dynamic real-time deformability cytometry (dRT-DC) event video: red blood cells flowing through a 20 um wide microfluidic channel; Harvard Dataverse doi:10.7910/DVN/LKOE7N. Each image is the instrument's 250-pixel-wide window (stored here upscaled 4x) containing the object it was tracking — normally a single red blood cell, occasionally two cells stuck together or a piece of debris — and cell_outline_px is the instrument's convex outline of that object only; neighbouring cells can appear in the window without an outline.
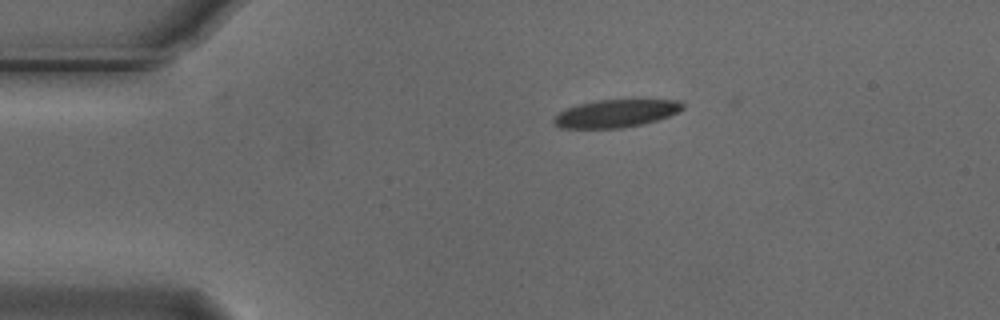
{"species": "Egyptian fruit bat (a non-hibernating species)", "species_latin": "Rousettus aegyptiacus", "temperature_condition": "cold", "stored_images_in_passage": 37, "camera_frame_rate_fps": 3000, "um_per_image_px": 0.085, "animal": {"sex": "male"}, "frame": {"image": 1, "passage_image": 1, "time_ms": 0.0, "image_size_px": [1000, 320], "cell_outline_px": [[684, 108], [668, 116], [656, 120], [640, 124], [620, 128], [560, 128], [552, 120], [564, 108], [596, 100], [680, 100], [684, 104]], "centroid_in_image_um": [52.33, 9.64], "position_along_channel_um": 32.7, "area_um2": 20.58}}
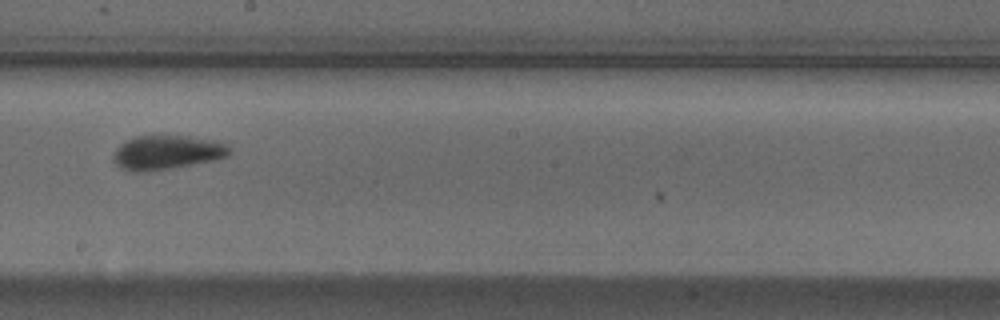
{"frame": {"image": 2, "passage_image": 21, "time_ms": 6.667, "image_size_px": [1000, 320], "cell_outline_px": [[232, 152], [228, 156], [212, 160], [172, 168], [148, 172], [132, 172], [120, 168], [112, 160], [112, 156], [116, 148], [120, 144], [136, 136], [188, 136], [216, 140], [232, 148]], "centroid_in_image_um": [14.16, 12.96], "position_along_channel_um": 234.0, "area_um2": 23.24}}
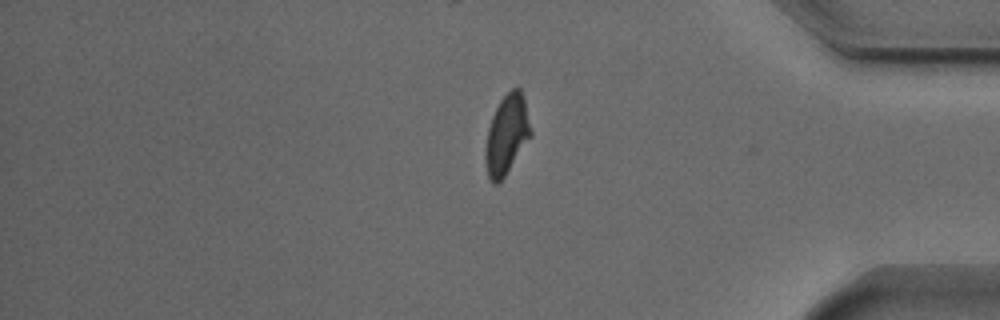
{"frame": {"image": 3, "passage_image": 36, "time_ms": 11.667, "image_size_px": [1000, 320], "cell_outline_px": [[532, 136], [504, 176], [496, 184], [492, 184], [488, 176], [484, 156], [484, 148], [488, 128], [492, 116], [500, 100], [512, 88], [520, 88], [524, 96], [532, 132]], "centroid_in_image_um": [43.07, 11.44], "position_along_channel_um": 392.1, "area_um2": 21.04}, "authors_computed_cell_mechanics": {"area_um2": 22.1374, "velocity_mm_per_s": 3.7018, "shape_relaxation_time_tau1_ms": 3.1867, "shape_relaxation_time_tau2_ms": 1.708, "deformation_change_tau1": 0.1556, "deformation_change_tau2": 0.0902}}